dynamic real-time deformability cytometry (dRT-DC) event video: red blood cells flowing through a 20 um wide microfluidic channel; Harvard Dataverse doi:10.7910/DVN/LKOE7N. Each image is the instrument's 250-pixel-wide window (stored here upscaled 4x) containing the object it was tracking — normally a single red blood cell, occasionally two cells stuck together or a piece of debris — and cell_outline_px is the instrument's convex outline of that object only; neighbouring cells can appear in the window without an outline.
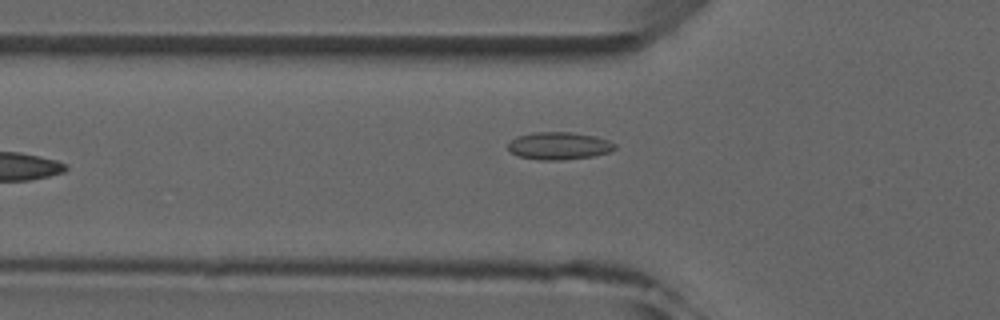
{"species": "common noctule bat (a hibernating species)", "species_latin": "Nyctalus noctula", "temperature_condition": "room temperature", "stored_images_in_passage": 6, "camera_frame_rate_fps": 3000, "um_per_image_px": 0.085, "animal": {"sex": "male", "forearm_length_mm": 52.5}, "frame": {"image": 1, "passage_image": 5, "time_ms": 4.667, "image_size_px": [1000, 320], "cell_outline_px": [[616, 148], [608, 152], [592, 156], [560, 160], [540, 160], [520, 156], [512, 152], [508, 148], [508, 144], [516, 136], [536, 132], [572, 132], [596, 136], [608, 140], [616, 144]], "centroid_in_image_um": [47.53, 12.38], "position_along_channel_um": 78.3, "area_um2": 16.99}}
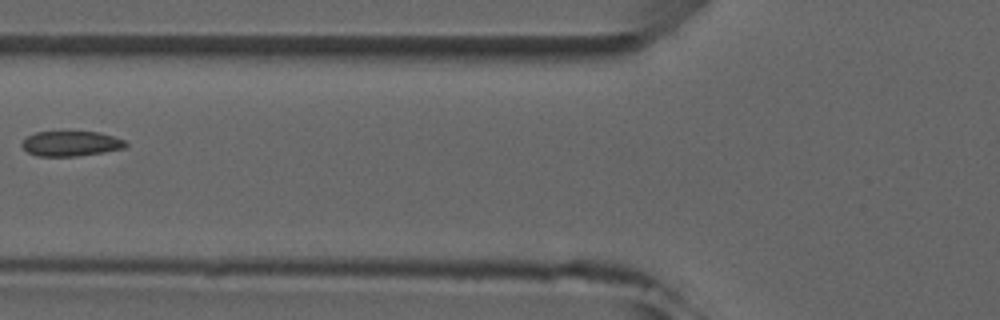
{"frame": {"image": 2, "passage_image": 6, "time_ms": 5.667, "image_size_px": [1000, 320], "cell_outline_px": [[128, 144], [124, 148], [104, 152], [76, 156], [36, 156], [28, 152], [20, 144], [28, 136], [36, 132], [100, 132], [124, 140]], "centroid_in_image_um": [6.03, 12.21], "position_along_channel_um": 119.8, "area_um2": 15.03}}